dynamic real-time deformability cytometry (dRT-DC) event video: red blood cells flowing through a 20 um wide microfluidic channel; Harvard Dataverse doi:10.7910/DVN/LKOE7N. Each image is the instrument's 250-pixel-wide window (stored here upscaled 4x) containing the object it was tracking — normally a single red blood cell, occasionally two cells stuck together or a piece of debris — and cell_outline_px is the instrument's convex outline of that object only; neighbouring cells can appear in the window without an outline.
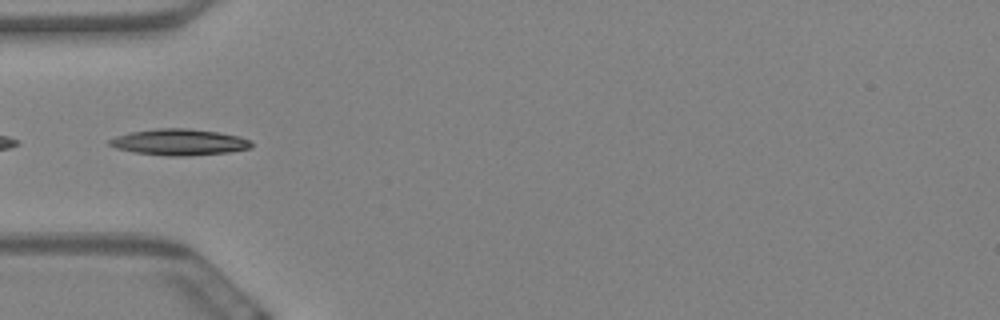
{"species": "Egyptian fruit bat (a non-hibernating species)", "species_latin": "Rousettus aegyptiacus", "temperature_condition": "warm", "stored_images_in_passage": 7, "camera_frame_rate_fps": 3000, "um_per_image_px": 0.085, "animal": {"sex": "female"}, "frame": {"image": 1, "passage_image": 1, "time_ms": 0.0, "image_size_px": [1000, 320], "cell_outline_px": [[252, 148], [232, 152], [184, 156], [168, 156], [136, 152], [116, 148], [108, 144], [108, 140], [116, 136], [132, 132], [156, 128], [188, 128], [216, 132], [240, 136], [252, 140]], "centroid_in_image_um": [15.28, 12.08], "position_along_channel_um": 69.7, "area_um2": 21.73}}
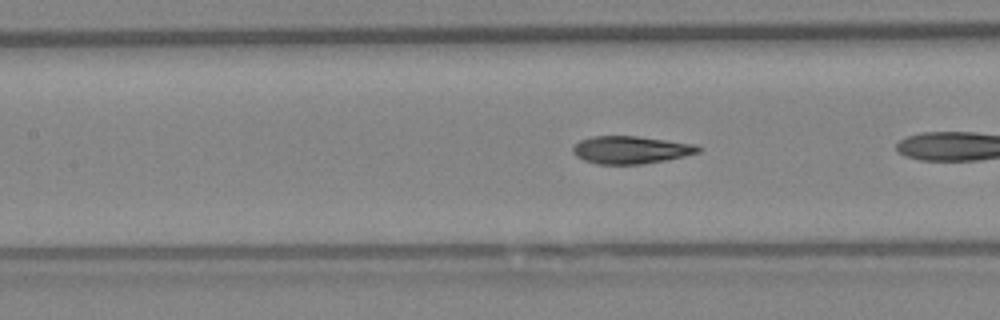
{"frame": {"image": 2, "passage_image": 4, "time_ms": 1.0, "image_size_px": [1000, 320], "cell_outline_px": [[700, 152], [684, 156], [644, 164], [596, 164], [584, 160], [576, 156], [572, 152], [572, 148], [580, 140], [592, 136], [636, 136], [696, 144], [700, 148]], "centroid_in_image_um": [53.6, 12.74], "position_along_channel_um": 153.8, "area_um2": 20.11}}